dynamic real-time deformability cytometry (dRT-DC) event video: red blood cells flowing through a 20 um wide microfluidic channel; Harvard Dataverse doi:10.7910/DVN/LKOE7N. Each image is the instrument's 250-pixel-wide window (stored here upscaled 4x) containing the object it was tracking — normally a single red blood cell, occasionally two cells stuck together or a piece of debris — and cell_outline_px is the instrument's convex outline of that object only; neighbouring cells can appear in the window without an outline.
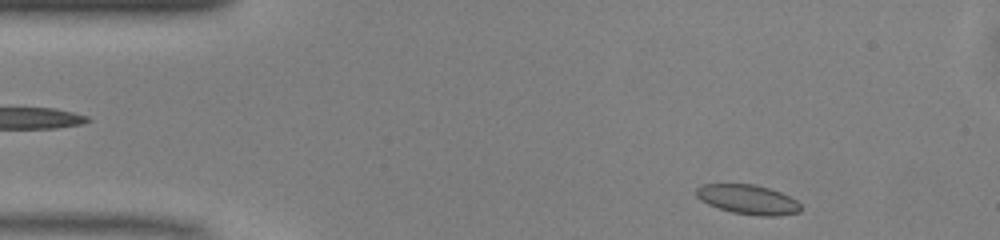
{"species": "common noctule bat (a hibernating species)", "species_latin": "Nyctalus noctula", "temperature_condition": "warm", "stored_images_in_passage": 46, "camera_frame_rate_fps": 3000, "um_per_image_px": 0.085, "animal": {"sex": "male", "body_mass_g": 13.0, "forearm_length_mm": 53.1}, "frame": {"image": 1, "passage_image": 2, "time_ms": 0.333, "image_size_px": [1000, 240], "cell_outline_px": [[800, 212], [780, 216], [760, 216], [732, 212], [708, 204], [700, 200], [696, 196], [696, 188], [704, 184], [756, 184], [780, 192], [796, 200], [800, 204]], "centroid_in_image_um": [63.58, 16.96], "position_along_channel_um": 21.4, "area_um2": 17.92}}
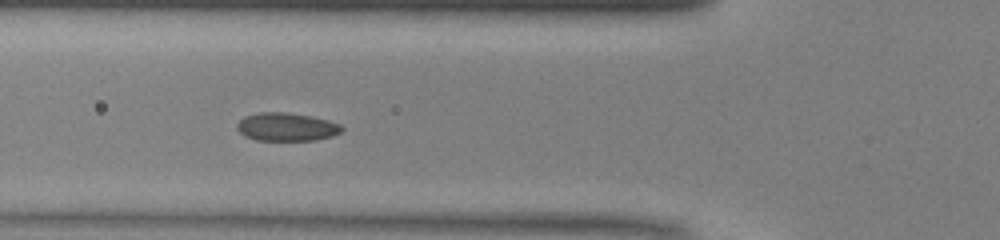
{"frame": {"image": 2, "passage_image": 13, "time_ms": 4.0, "image_size_px": [1000, 240], "cell_outline_px": [[344, 128], [340, 132], [332, 136], [316, 140], [256, 140], [244, 136], [236, 128], [236, 124], [244, 116], [260, 112], [288, 112], [312, 116], [328, 120], [340, 124]], "centroid_in_image_um": [24.35, 10.78], "position_along_channel_um": 101.5, "area_um2": 17.34}}
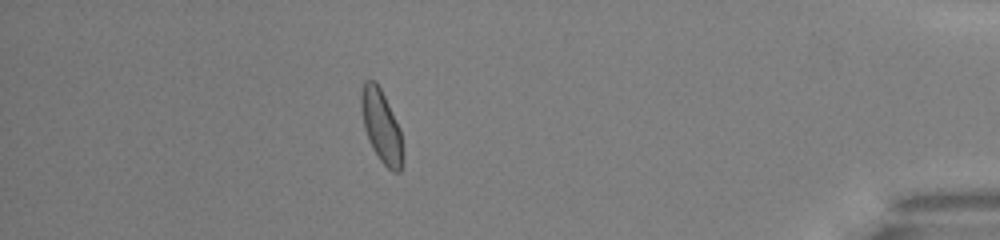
{"frame": {"image": 3, "passage_image": 39, "time_ms": 12.667, "image_size_px": [1000, 240], "cell_outline_px": [[404, 160], [400, 172], [392, 172], [380, 160], [372, 148], [364, 128], [360, 108], [360, 96], [364, 80], [376, 80], [400, 128], [404, 156]], "centroid_in_image_um": [32.42, 10.75], "position_along_channel_um": 402.8, "area_um2": 17.8}, "authors_computed_cell_mechanics": {"area_um2": 17.2822, "velocity_mm_per_s": 4.1051, "shape_relaxation_time_tau1_ms": 3.4548, "shape_relaxation_time_tau2_ms": 3.4317, "deformation_change_tau1": 0.0754, "deformation_change_tau2": 0.0703}}